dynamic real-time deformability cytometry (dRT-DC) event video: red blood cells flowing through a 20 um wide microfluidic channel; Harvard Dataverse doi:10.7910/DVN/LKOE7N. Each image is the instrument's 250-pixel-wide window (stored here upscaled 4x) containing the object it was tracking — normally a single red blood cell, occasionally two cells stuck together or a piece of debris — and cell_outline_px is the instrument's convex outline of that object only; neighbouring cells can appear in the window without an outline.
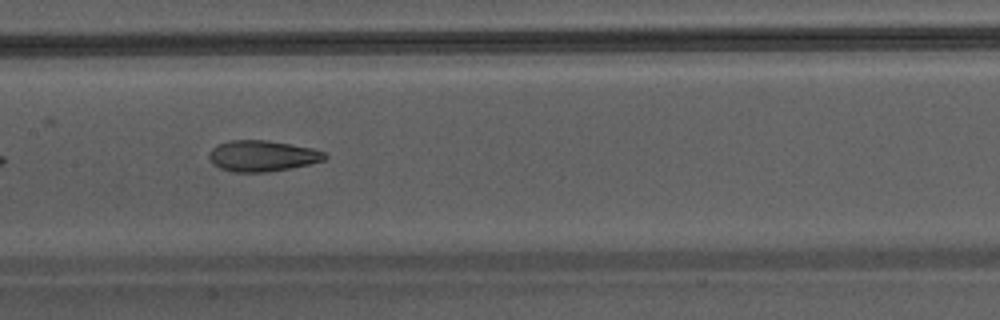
{"species": "Egyptian fruit bat (a non-hibernating species)", "species_latin": "Rousettus aegyptiacus", "temperature_condition": "warm", "stored_images_in_passage": 7, "camera_frame_rate_fps": 3000, "um_per_image_px": 0.085, "animal": {"sex": "male"}, "frame": {"image": 1, "passage_image": 6, "time_ms": 1.667, "image_size_px": [1000, 320], "cell_outline_px": [[328, 156], [324, 160], [308, 164], [268, 172], [236, 172], [220, 168], [212, 164], [208, 156], [208, 152], [212, 148], [228, 140], [268, 140], [312, 148], [324, 152]], "centroid_in_image_um": [22.26, 13.25], "position_along_channel_um": 185.1, "area_um2": 20.81}}
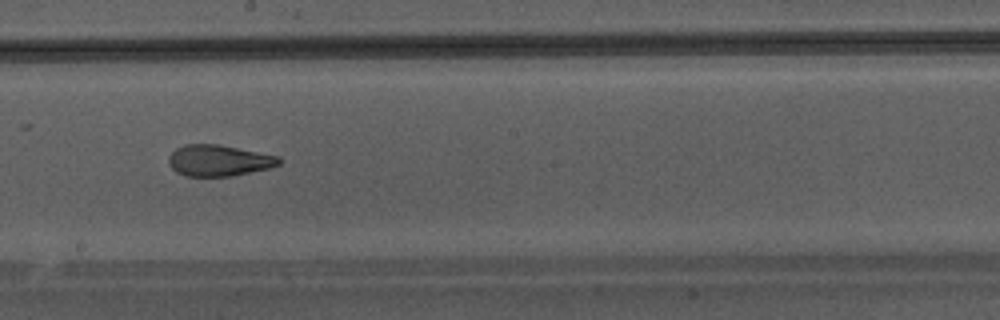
{"frame": {"image": 2, "passage_image": 7, "time_ms": 2.0, "image_size_px": [1000, 320], "cell_outline_px": [[280, 164], [268, 168], [232, 176], [184, 176], [176, 172], [168, 164], [168, 156], [176, 148], [184, 144], [216, 144], [280, 156]], "centroid_in_image_um": [18.56, 13.64], "position_along_channel_um": 229.6, "area_um2": 20.06}}